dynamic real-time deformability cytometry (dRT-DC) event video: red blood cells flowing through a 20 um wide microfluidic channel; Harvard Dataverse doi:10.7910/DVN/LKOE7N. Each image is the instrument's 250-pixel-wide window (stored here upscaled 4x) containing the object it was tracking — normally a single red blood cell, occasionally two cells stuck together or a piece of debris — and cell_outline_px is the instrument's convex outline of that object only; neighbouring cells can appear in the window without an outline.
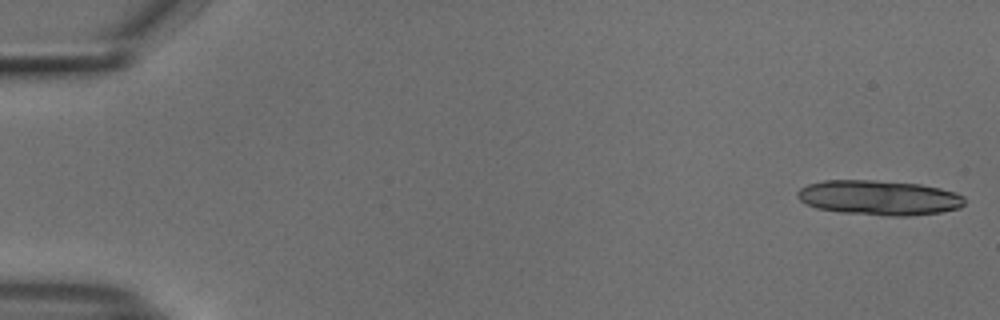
{"species": "common noctule bat (a hibernating species)", "species_latin": "Nyctalus noctula", "temperature_condition": "cold", "stored_images_in_passage": 15, "camera_frame_rate_fps": 3000, "um_per_image_px": 0.085, "animal": {"sex": "male", "body_mass_g": 18.8}, "frame": {"image": 1, "passage_image": 1, "time_ms": 0.0, "image_size_px": [1000, 320], "cell_outline_px": [[964, 204], [960, 208], [940, 212], [908, 216], [888, 216], [840, 212], [816, 208], [800, 200], [796, 196], [796, 192], [800, 188], [808, 184], [824, 180], [872, 180], [920, 184], [940, 188], [956, 192], [964, 196]], "centroid_in_image_um": [74.72, 16.8], "position_along_channel_um": 10.3, "area_um2": 34.04}}